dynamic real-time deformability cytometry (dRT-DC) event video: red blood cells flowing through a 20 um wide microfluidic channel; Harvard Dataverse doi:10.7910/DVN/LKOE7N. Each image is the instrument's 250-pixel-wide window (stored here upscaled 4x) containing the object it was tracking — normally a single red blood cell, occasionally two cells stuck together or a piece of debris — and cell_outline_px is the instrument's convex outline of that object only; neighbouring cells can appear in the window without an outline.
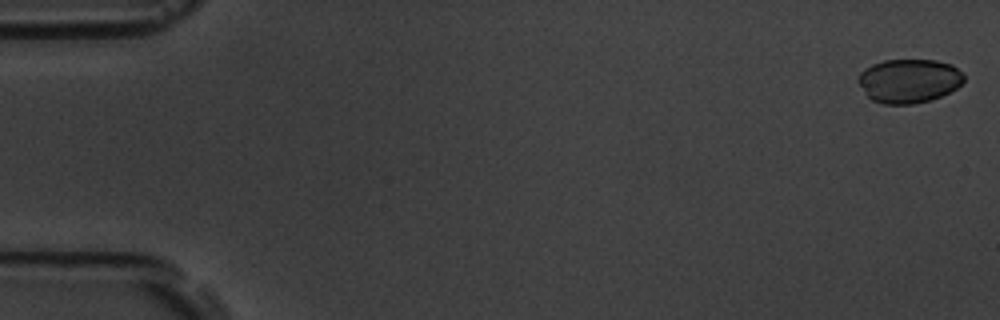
{"species": "common noctule bat (a hibernating species)", "species_latin": "Nyctalus noctula", "temperature_condition": "room temperature", "stored_images_in_passage": 55, "camera_frame_rate_fps": 3000, "um_per_image_px": 0.085, "animal": {"sex": "male", "body_mass_g": 19.5, "forearm_length_mm": 54.6}, "frame": {"image": 1, "passage_image": 1, "time_ms": 0.0, "image_size_px": [1000, 320], "cell_outline_px": [[964, 80], [956, 88], [932, 100], [912, 104], [884, 104], [872, 100], [868, 96], [856, 80], [860, 72], [864, 68], [872, 64], [884, 60], [936, 60], [952, 64], [964, 76]], "centroid_in_image_um": [77.23, 6.87], "position_along_channel_um": 7.8, "area_um2": 27.05}}
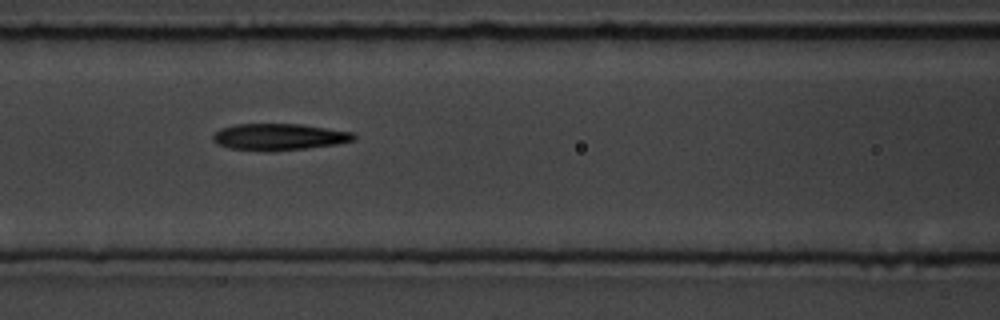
{"frame": {"image": 2, "passage_image": 23, "time_ms": 7.333, "image_size_px": [1000, 320], "cell_outline_px": [[356, 136], [352, 140], [336, 144], [308, 148], [228, 148], [216, 144], [212, 140], [212, 136], [220, 128], [236, 124], [300, 124], [352, 132]], "centroid_in_image_um": [23.7, 11.59], "position_along_channel_um": 142.9, "area_um2": 20.75}}
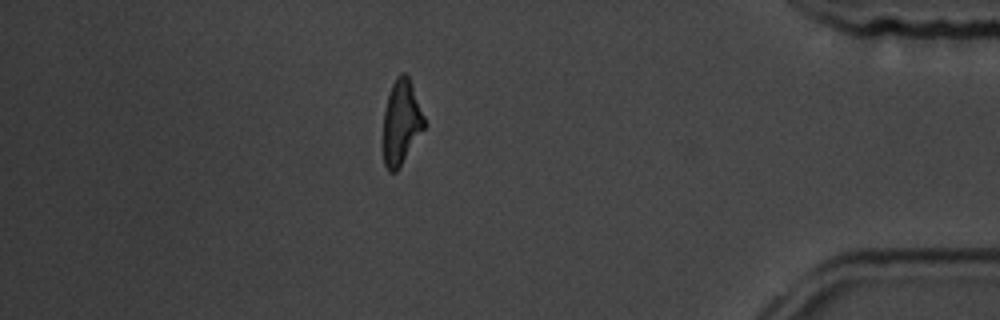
{"frame": {"image": 3, "passage_image": 48, "time_ms": 15.667, "image_size_px": [1000, 320], "cell_outline_px": [[428, 124], [396, 172], [388, 172], [384, 164], [384, 112], [388, 96], [392, 84], [396, 76], [400, 72], [404, 72], [408, 76]], "centroid_in_image_um": [34.13, 10.4], "position_along_channel_um": 401.1, "area_um2": 20.29}, "authors_computed_cell_mechanics": {"area_um2": 22.0218, "velocity_mm_per_s": 3.587, "shape_relaxation_time_tau1_ms": 3.2774, "shape_relaxation_time_tau2_ms": 2.2822, "deformation_change_tau1": 0.1591, "deformation_change_tau2": 0.1153}}